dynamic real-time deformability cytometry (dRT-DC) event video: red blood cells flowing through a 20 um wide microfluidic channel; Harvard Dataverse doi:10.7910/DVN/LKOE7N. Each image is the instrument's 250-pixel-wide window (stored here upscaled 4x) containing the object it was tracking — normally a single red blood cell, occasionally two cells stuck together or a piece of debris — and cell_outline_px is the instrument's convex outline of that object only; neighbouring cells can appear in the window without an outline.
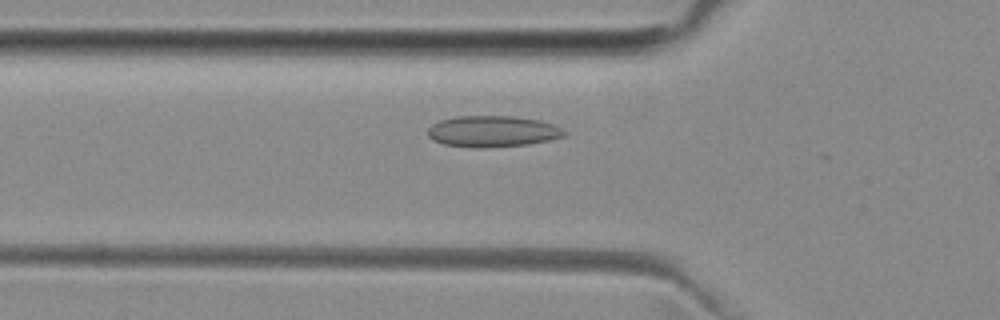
{"species": "common noctule bat (a hibernating species)", "species_latin": "Nyctalus noctula", "temperature_condition": "room temperature", "stored_images_in_passage": 29, "camera_frame_rate_fps": 3000, "um_per_image_px": 0.085, "animal": {"sex": "female", "body_mass_g": 29.2, "forearm_length_mm": 56.3}, "frame": {"image": 1, "passage_image": 11, "time_ms": 3.333, "image_size_px": [1000, 320], "cell_outline_px": [[568, 132], [564, 136], [548, 140], [528, 144], [484, 148], [472, 148], [444, 144], [432, 140], [428, 136], [428, 128], [432, 124], [440, 120], [456, 116], [512, 116], [540, 120], [552, 124]], "centroid_in_image_um": [41.84, 11.17], "position_along_channel_um": 84.0, "area_um2": 24.91}}
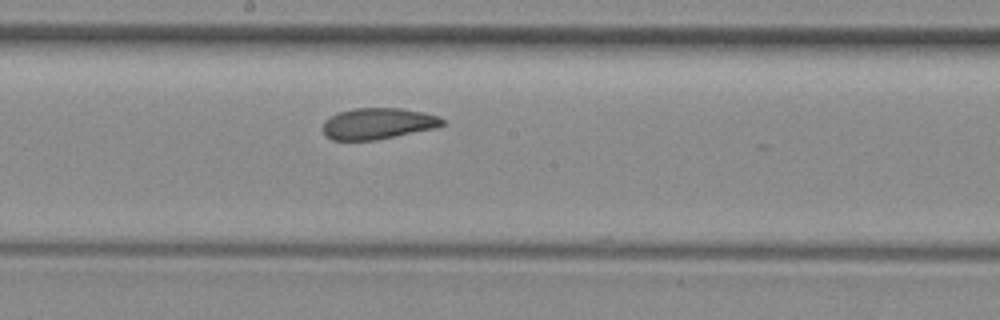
{"frame": {"image": 2, "passage_image": 21, "time_ms": 6.667, "image_size_px": [1000, 320], "cell_outline_px": [[444, 124], [440, 128], [376, 140], [332, 140], [324, 136], [324, 120], [340, 112], [356, 108], [400, 108], [424, 112], [440, 116], [444, 120]], "centroid_in_image_um": [32.19, 10.51], "position_along_channel_um": 216.0, "area_um2": 21.96}}
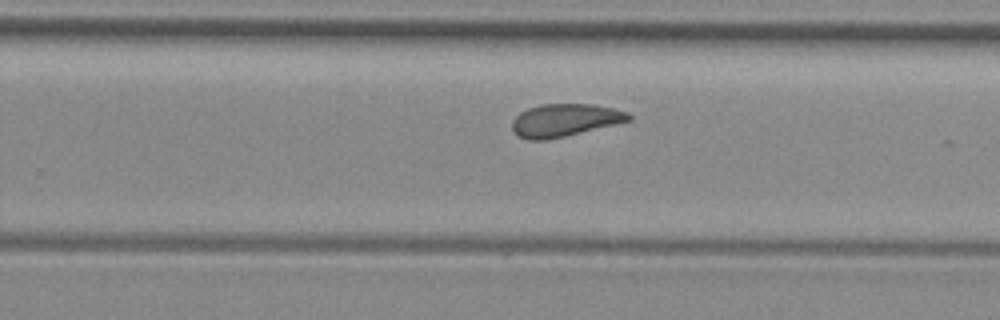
{"frame": {"image": 3, "passage_image": 26, "time_ms": 8.333, "image_size_px": [1000, 320], "cell_outline_px": [[632, 120], [548, 140], [528, 140], [520, 136], [512, 128], [512, 120], [520, 112], [528, 108], [540, 104], [592, 104], [612, 108], [628, 112], [632, 116]], "centroid_in_image_um": [48.0, 10.21], "position_along_channel_um": 281.8, "area_um2": 22.08}}